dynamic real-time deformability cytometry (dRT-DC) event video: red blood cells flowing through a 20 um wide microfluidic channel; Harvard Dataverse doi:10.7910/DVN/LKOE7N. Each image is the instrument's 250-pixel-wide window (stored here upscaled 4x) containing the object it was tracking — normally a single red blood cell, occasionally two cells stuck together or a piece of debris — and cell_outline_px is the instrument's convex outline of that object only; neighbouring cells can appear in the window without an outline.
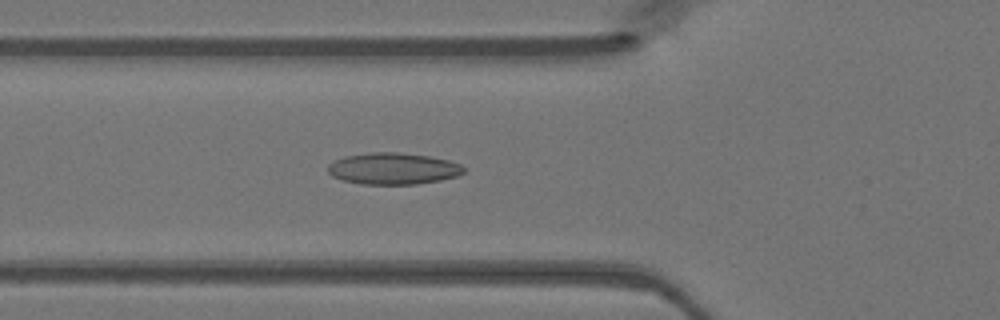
{"species": "Egyptian fruit bat (a non-hibernating species)", "species_latin": "Rousettus aegyptiacus", "temperature_condition": "warm", "stored_images_in_passage": 48, "camera_frame_rate_fps": 3000, "um_per_image_px": 0.085, "animal": {"sex": "female"}, "frame": {"image": 1, "passage_image": 17, "time_ms": 5.333, "image_size_px": [1000, 320], "cell_outline_px": [[464, 172], [456, 176], [440, 180], [416, 184], [360, 184], [344, 180], [332, 176], [328, 172], [328, 164], [332, 160], [344, 156], [372, 152], [396, 152], [428, 156], [448, 160], [460, 164], [464, 168]], "centroid_in_image_um": [33.38, 14.33], "position_along_channel_um": 92.4, "area_um2": 24.97}}
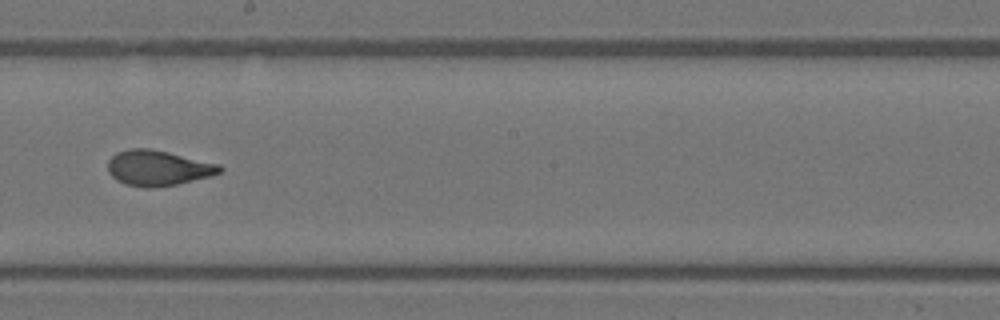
{"frame": {"image": 2, "passage_image": 27, "time_ms": 8.667, "image_size_px": [1000, 320], "cell_outline_px": [[224, 168], [220, 172], [212, 176], [176, 184], [152, 188], [144, 188], [124, 184], [116, 180], [108, 172], [108, 160], [116, 152], [128, 148], [152, 148], [220, 164]], "centroid_in_image_um": [13.42, 14.27], "position_along_channel_um": 234.8, "area_um2": 23.35}}
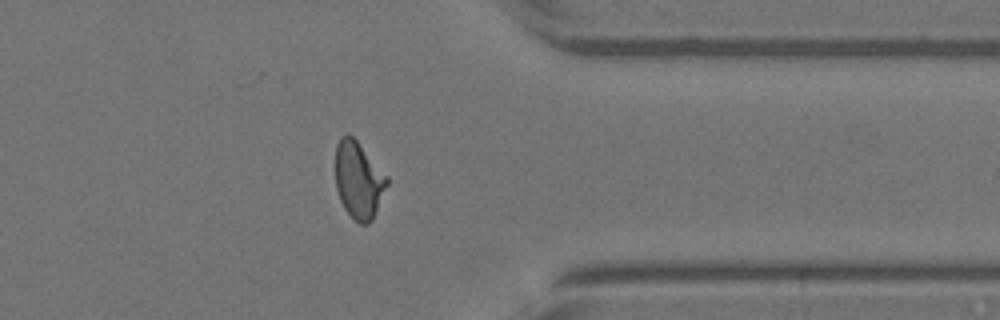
{"frame": {"image": 3, "passage_image": 38, "time_ms": 12.333, "image_size_px": [1000, 320], "cell_outline_px": [[388, 184], [372, 220], [368, 224], [360, 224], [344, 208], [340, 200], [336, 188], [336, 144], [340, 136], [348, 132], [356, 140], [388, 176]], "centroid_in_image_um": [30.47, 15.28], "position_along_channel_um": 380.9, "area_um2": 23.0}}